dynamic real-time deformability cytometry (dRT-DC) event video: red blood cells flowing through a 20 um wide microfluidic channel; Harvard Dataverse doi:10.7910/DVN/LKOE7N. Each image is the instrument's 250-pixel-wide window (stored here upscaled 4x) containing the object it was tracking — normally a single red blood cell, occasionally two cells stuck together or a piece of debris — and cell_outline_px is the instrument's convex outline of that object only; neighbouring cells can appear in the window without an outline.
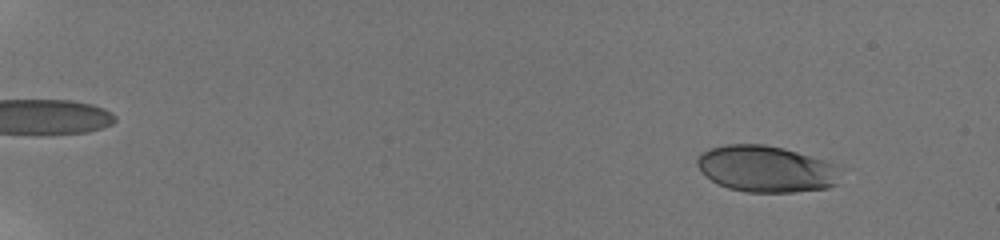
{"species": "human", "species_latin": "Homo sapiens", "temperature_condition": "room temperature", "stored_images_in_passage": 51, "camera_frame_rate_fps": 3000, "um_per_image_px": 0.085, "donor": {"sex": "male"}, "frame": {"image": 1, "passage_image": 16, "time_ms": 2.333, "image_size_px": [1000, 240], "cell_outline_px": [[840, 168], [836, 184], [828, 188], [792, 192], [744, 192], [728, 188], [716, 184], [696, 164], [696, 156], [700, 152], [708, 148], [724, 144], [764, 144], [784, 148], [840, 164]], "centroid_in_image_um": [65.12, 14.34], "position_along_channel_um": 19.9, "area_um2": 39.25}}
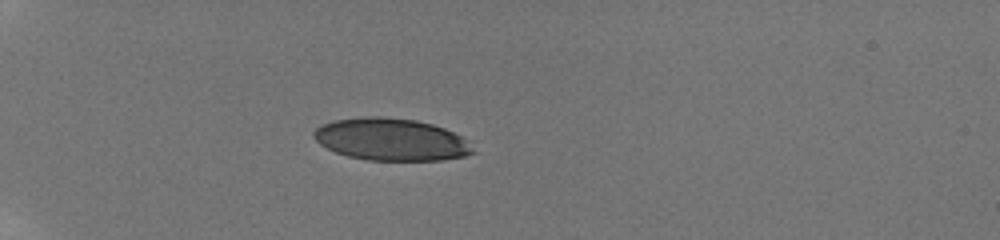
{"frame": {"image": 2, "passage_image": 45, "time_ms": 6.667, "image_size_px": [1000, 240], "cell_outline_px": [[476, 152], [464, 156], [440, 160], [368, 160], [348, 156], [336, 152], [320, 144], [312, 136], [312, 132], [320, 124], [332, 120], [364, 116], [380, 116], [416, 120], [432, 124], [444, 128], [460, 136]], "centroid_in_image_um": [33.18, 11.84], "position_along_channel_um": 51.8, "area_um2": 39.07}}